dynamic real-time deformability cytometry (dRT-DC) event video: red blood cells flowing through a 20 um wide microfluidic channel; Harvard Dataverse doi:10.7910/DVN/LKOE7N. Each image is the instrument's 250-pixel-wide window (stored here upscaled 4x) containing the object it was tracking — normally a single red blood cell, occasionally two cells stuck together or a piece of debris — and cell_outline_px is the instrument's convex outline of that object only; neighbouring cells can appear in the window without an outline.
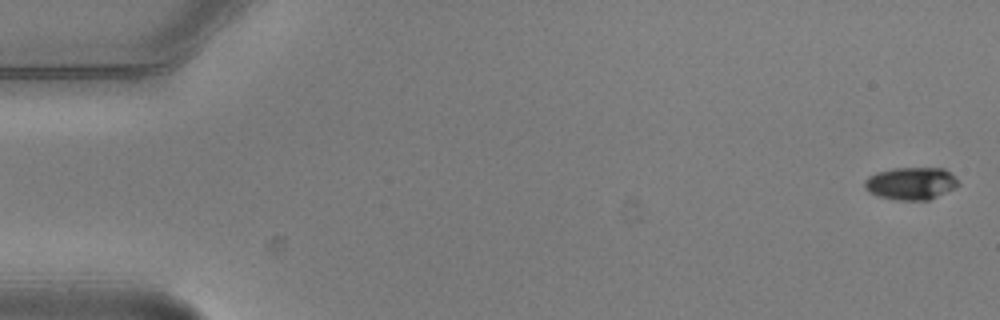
{"species": "common noctule bat (a hibernating species)", "species_latin": "Nyctalus noctula", "temperature_condition": "warm", "stored_images_in_passage": 4, "camera_frame_rate_fps": 3000, "um_per_image_px": 0.085, "animal": {"sex": "male", "body_mass_g": 20.5, "forearm_length_mm": 52.5}, "frame": {"image": 1, "passage_image": 1, "time_ms": 0.0, "image_size_px": [1000, 320], "cell_outline_px": [[960, 184], [928, 200], [896, 200], [876, 196], [868, 192], [864, 188], [864, 180], [868, 176], [876, 172], [892, 168], [944, 168]], "centroid_in_image_um": [77.34, 15.59], "position_along_channel_um": 7.7, "area_um2": 17.63}}